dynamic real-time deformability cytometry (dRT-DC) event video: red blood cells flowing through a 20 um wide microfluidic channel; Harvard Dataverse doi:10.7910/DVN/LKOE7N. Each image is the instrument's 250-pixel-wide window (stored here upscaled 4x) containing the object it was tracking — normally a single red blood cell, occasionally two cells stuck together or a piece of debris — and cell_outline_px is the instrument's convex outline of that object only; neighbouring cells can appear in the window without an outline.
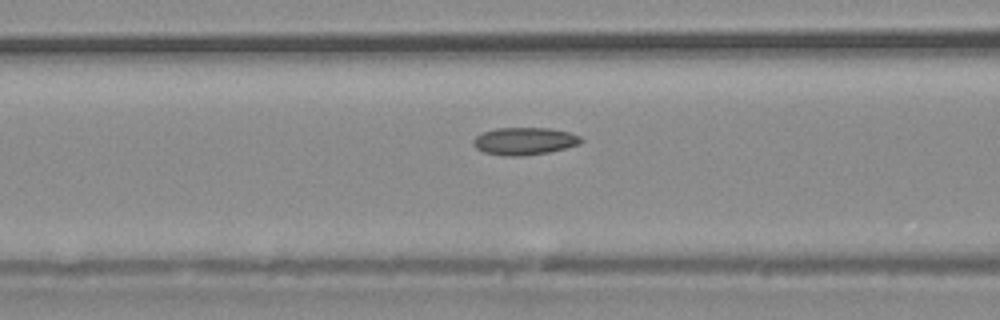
{"species": "common noctule bat (a hibernating species)", "species_latin": "Nyctalus noctula", "temperature_condition": "warm", "stored_images_in_passage": 38, "camera_frame_rate_fps": 3000, "um_per_image_px": 0.085, "animal": {"sex": "male", "body_mass_g": 20.4}, "frame": {"image": 1, "passage_image": 16, "time_ms": 5.0, "image_size_px": [1000, 320], "cell_outline_px": [[584, 140], [580, 144], [548, 152], [524, 156], [504, 156], [484, 152], [476, 148], [472, 144], [472, 140], [476, 136], [484, 132], [496, 128], [548, 128], [568, 132], [580, 136]], "centroid_in_image_um": [44.56, 12.0], "position_along_channel_um": 122.0, "area_um2": 17.22}}
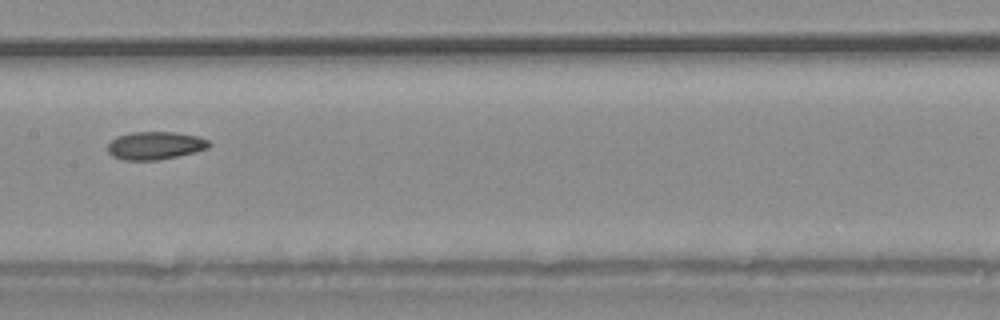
{"frame": {"image": 2, "passage_image": 20, "time_ms": 6.333, "image_size_px": [1000, 320], "cell_outline_px": [[212, 144], [208, 148], [160, 160], [124, 160], [112, 156], [108, 152], [108, 144], [116, 136], [132, 132], [176, 132], [196, 136], [208, 140]], "centroid_in_image_um": [13.16, 12.37], "position_along_channel_um": 194.2, "area_um2": 16.42}}
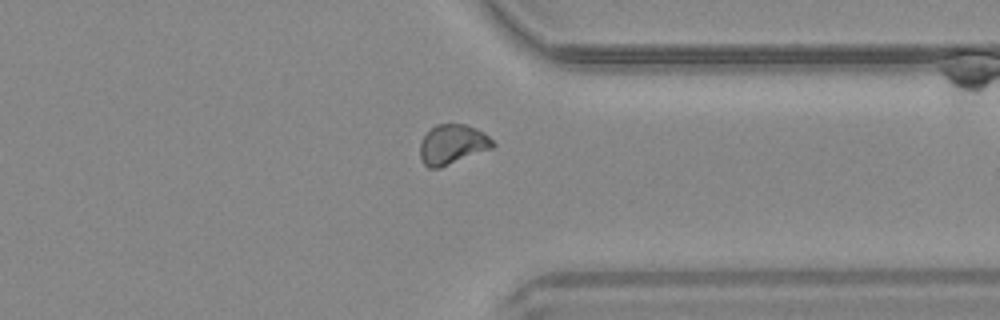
{"frame": {"image": 3, "passage_image": 30, "time_ms": 9.667, "image_size_px": [1000, 320], "cell_outline_px": [[496, 144], [492, 148], [440, 168], [428, 168], [420, 160], [420, 144], [424, 136], [436, 124], [464, 124], [476, 128], [484, 132]], "centroid_in_image_um": [38.45, 12.28], "position_along_channel_um": 373.0, "area_um2": 16.82}}